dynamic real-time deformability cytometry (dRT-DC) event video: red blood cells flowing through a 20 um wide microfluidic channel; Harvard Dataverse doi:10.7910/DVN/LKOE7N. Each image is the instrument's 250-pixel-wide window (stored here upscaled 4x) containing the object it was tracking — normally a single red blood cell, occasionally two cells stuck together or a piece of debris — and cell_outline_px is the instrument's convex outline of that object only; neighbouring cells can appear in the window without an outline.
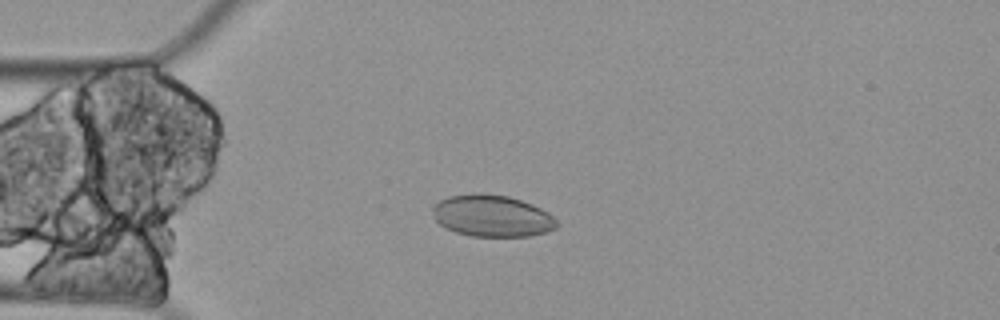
{"species": "Egyptian fruit bat (a non-hibernating species)", "species_latin": "Rousettus aegyptiacus", "temperature_condition": "cold", "stored_images_in_passage": 45, "camera_frame_rate_fps": 3000, "um_per_image_px": 0.085, "animal": {"sex": "female"}, "frame": {"image": 1, "passage_image": 1, "time_ms": 0.0, "image_size_px": [1000, 320], "cell_outline_px": [[556, 228], [548, 232], [528, 236], [472, 236], [456, 232], [444, 228], [436, 220], [432, 212], [432, 208], [440, 200], [448, 196], [472, 192], [480, 192], [508, 196], [532, 204], [548, 212], [556, 220]], "centroid_in_image_um": [41.8, 18.34], "position_along_channel_um": 43.2, "area_um2": 30.35}}
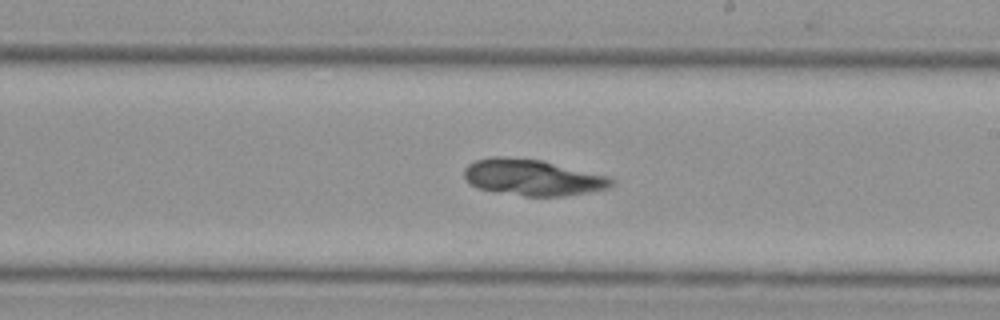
{"frame": {"image": 2, "passage_image": 20, "time_ms": 6.333, "image_size_px": [1000, 320], "cell_outline_px": [[616, 184], [608, 188], [588, 192], [564, 196], [524, 196], [496, 192], [476, 188], [464, 176], [464, 168], [468, 164], [476, 160], [492, 156], [504, 156], [540, 160], [608, 176], [616, 180]], "centroid_in_image_um": [45.27, 15.08], "position_along_channel_um": 243.7, "area_um2": 31.1}}
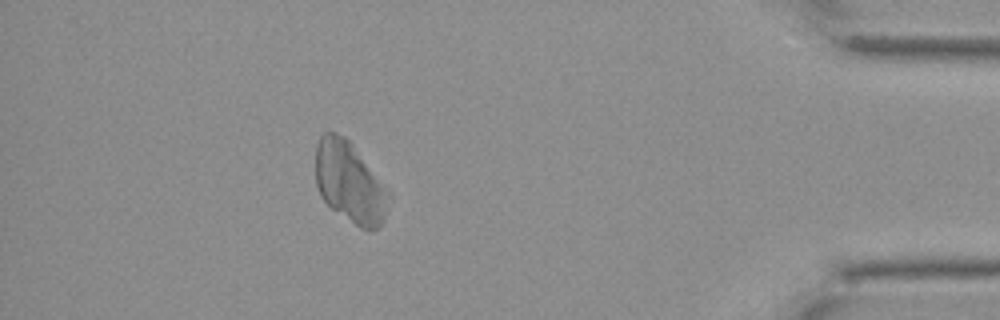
{"frame": {"image": 3, "passage_image": 39, "time_ms": 12.667, "image_size_px": [1000, 320], "cell_outline_px": [[392, 196], [384, 220], [376, 228], [368, 232], [360, 228], [332, 208], [320, 196], [316, 184], [316, 144], [320, 136], [324, 132], [336, 132], [344, 136], [348, 140]], "centroid_in_image_um": [29.72, 15.53], "position_along_channel_um": 405.5, "area_um2": 34.16}}